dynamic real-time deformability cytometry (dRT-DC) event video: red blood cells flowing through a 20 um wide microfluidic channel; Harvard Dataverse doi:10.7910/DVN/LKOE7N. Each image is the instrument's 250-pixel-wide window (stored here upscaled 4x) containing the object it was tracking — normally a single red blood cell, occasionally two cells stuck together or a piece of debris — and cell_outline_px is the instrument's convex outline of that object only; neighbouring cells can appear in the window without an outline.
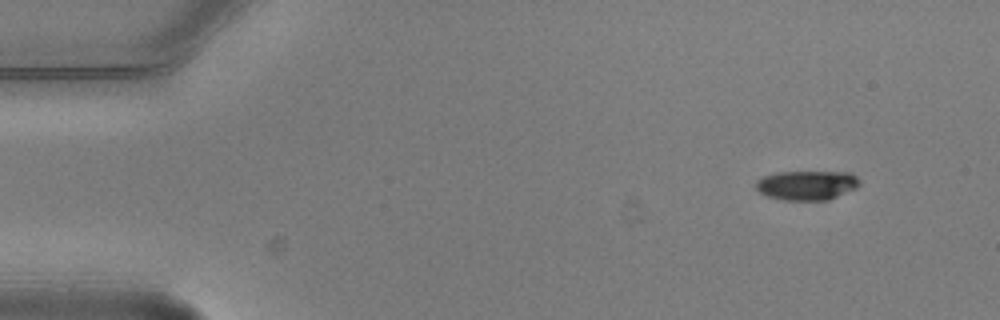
{"species": "common noctule bat (a hibernating species)", "species_latin": "Nyctalus noctula", "temperature_condition": "warm", "stored_images_in_passage": 5, "segment_of_instrument_passage": [1, 2], "camera_frame_rate_fps": 3000, "um_per_image_px": 0.085, "animal": {"sex": "male", "body_mass_g": 20.5, "forearm_length_mm": 52.5}, "frame": {"image": 1, "passage_image": 1, "time_ms": 0.0, "image_size_px": [1000, 320], "cell_outline_px": [[860, 184], [856, 188], [828, 200], [784, 200], [768, 196], [760, 192], [756, 188], [756, 180], [764, 176], [776, 172], [852, 172], [860, 180]], "centroid_in_image_um": [68.6, 15.74], "position_along_channel_um": 16.4, "area_um2": 17.8}}
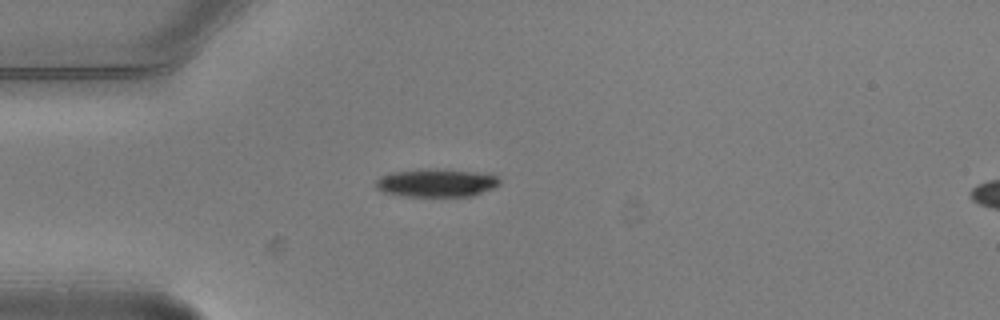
{"frame": {"image": 2, "passage_image": 4, "time_ms": 1.0, "image_size_px": [1000, 320], "cell_outline_px": [[500, 184], [492, 188], [472, 196], [404, 196], [384, 192], [376, 188], [376, 180], [380, 176], [396, 172], [428, 168], [488, 172], [496, 176], [500, 180]], "centroid_in_image_um": [37.14, 15.53], "position_along_channel_um": 47.9, "area_um2": 20.35}}